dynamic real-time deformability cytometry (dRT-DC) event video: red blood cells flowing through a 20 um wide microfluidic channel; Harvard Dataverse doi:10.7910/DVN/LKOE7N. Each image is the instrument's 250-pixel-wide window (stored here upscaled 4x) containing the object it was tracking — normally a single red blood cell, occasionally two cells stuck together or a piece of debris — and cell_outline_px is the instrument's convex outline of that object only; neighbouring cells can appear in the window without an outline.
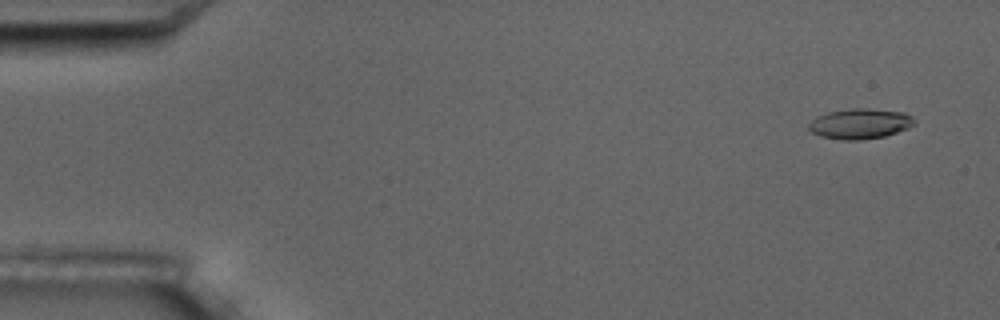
{"species": "common noctule bat (a hibernating species)", "species_latin": "Nyctalus noctula", "temperature_condition": "room temperature", "stored_images_in_passage": 4, "camera_frame_rate_fps": 3000, "um_per_image_px": 0.085, "animal": {"sex": "male", "body_mass_g": 17.5, "forearm_length_mm": 52.3}, "frame": {"image": 1, "passage_image": 1, "time_ms": 0.0, "image_size_px": [1000, 320], "cell_outline_px": [[916, 124], [908, 128], [884, 136], [860, 140], [844, 140], [820, 136], [812, 132], [808, 128], [808, 124], [816, 116], [828, 112], [852, 108], [868, 108], [904, 112], [912, 116], [916, 120]], "centroid_in_image_um": [73.12, 10.51], "position_along_channel_um": 11.9, "area_um2": 18.73}}
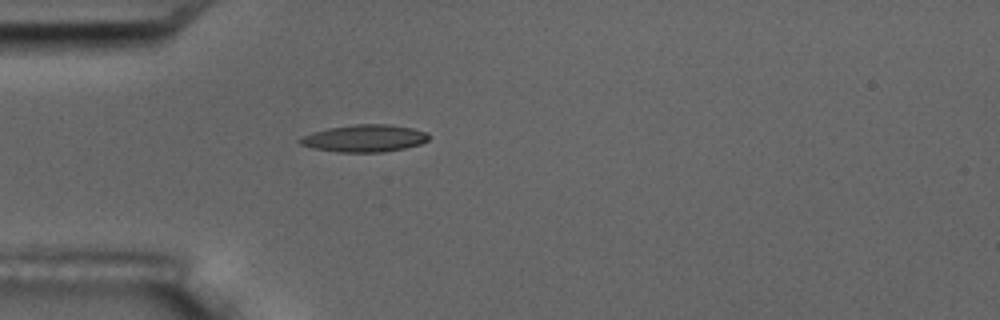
{"frame": {"image": 2, "passage_image": 4, "time_ms": 4.333, "image_size_px": [1000, 320], "cell_outline_px": [[428, 140], [420, 144], [404, 148], [384, 152], [340, 152], [316, 148], [300, 144], [296, 140], [300, 136], [312, 132], [328, 128], [356, 124], [388, 124], [412, 128], [428, 132]], "centroid_in_image_um": [30.97, 11.75], "position_along_channel_um": 54.0, "area_um2": 20.4}}